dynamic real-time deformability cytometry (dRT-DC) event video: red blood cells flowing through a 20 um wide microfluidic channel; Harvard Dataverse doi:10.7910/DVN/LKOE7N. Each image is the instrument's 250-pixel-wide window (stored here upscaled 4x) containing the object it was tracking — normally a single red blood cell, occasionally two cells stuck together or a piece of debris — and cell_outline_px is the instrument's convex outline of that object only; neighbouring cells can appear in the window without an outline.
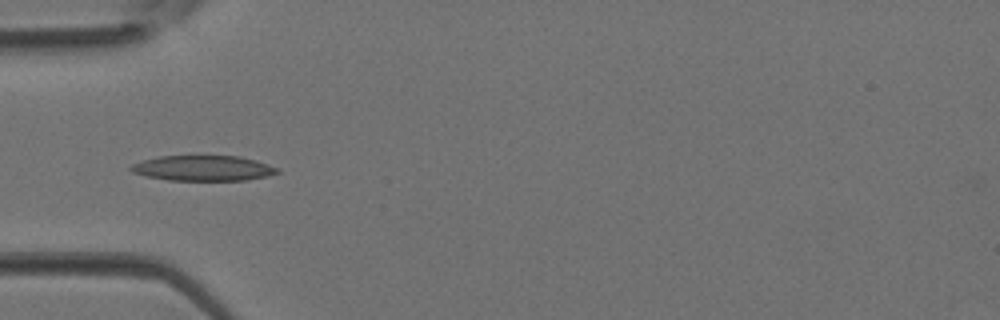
{"species": "Egyptian fruit bat (a non-hibernating species)", "species_latin": "Rousettus aegyptiacus", "temperature_condition": "room temperature", "stored_images_in_passage": 4, "camera_frame_rate_fps": 3000, "um_per_image_px": 0.085, "animal": {"sex": "female"}, "frame": {"image": 1, "passage_image": 4, "time_ms": 1.0, "image_size_px": [1000, 320], "cell_outline_px": [[280, 172], [268, 176], [244, 180], [168, 180], [148, 176], [132, 172], [128, 168], [132, 164], [144, 160], [160, 156], [240, 156], [256, 160], [280, 168]], "centroid_in_image_um": [17.3, 14.29], "position_along_channel_um": 67.7, "area_um2": 21.56}}